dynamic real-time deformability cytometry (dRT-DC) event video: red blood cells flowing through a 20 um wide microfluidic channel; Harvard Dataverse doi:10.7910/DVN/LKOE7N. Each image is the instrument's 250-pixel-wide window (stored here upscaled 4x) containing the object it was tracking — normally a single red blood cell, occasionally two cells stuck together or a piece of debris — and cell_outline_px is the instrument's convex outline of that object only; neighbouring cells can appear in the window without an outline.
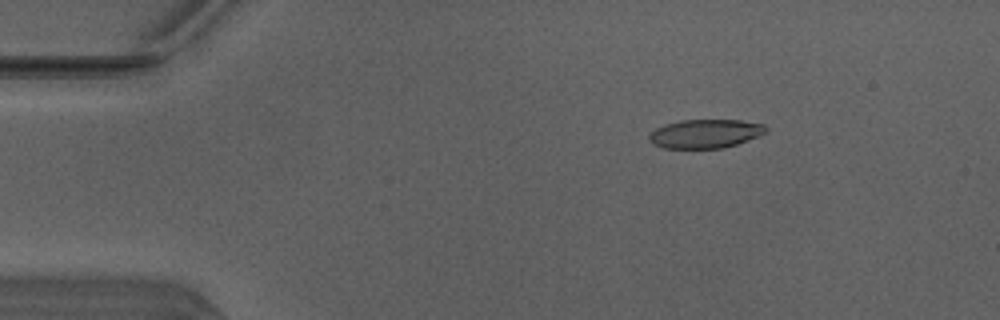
{"species": "Egyptian fruit bat (a non-hibernating species)", "species_latin": "Rousettus aegyptiacus", "temperature_condition": "warm", "stored_images_in_passage": 44, "camera_frame_rate_fps": 3000, "um_per_image_px": 0.085, "animal": {"sex": "male"}, "frame": {"image": 1, "passage_image": 2, "time_ms": 0.333, "image_size_px": [1000, 320], "cell_outline_px": [[768, 128], [760, 136], [736, 144], [720, 148], [664, 148], [652, 144], [648, 140], [648, 132], [664, 124], [680, 120], [740, 120], [764, 124]], "centroid_in_image_um": [59.9, 11.36], "position_along_channel_um": 25.1, "area_um2": 19.71}}
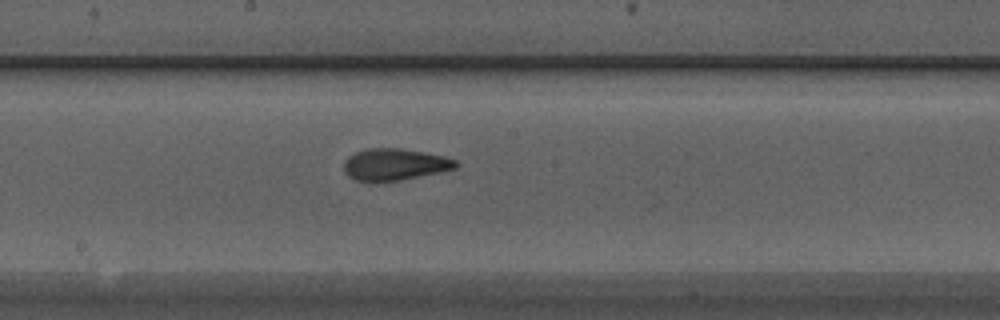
{"frame": {"image": 2, "passage_image": 21, "time_ms": 6.667, "image_size_px": [1000, 320], "cell_outline_px": [[460, 164], [456, 168], [440, 172], [400, 180], [356, 180], [348, 176], [344, 172], [344, 160], [348, 156], [364, 148], [400, 148], [424, 152], [444, 156], [456, 160]], "centroid_in_image_um": [33.56, 13.95], "position_along_channel_um": 214.6, "area_um2": 20.58}}
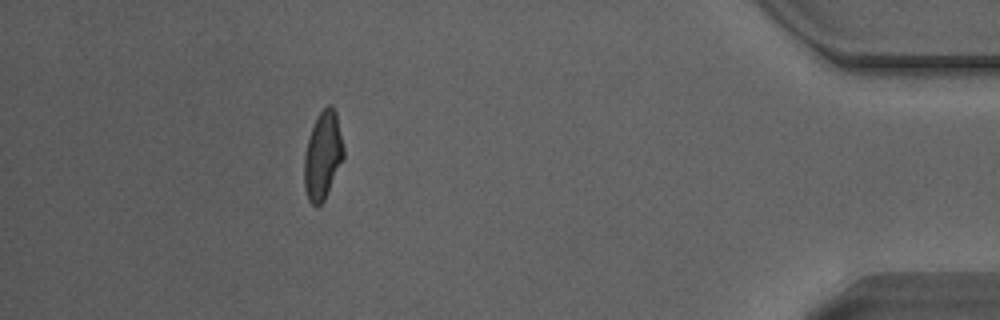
{"frame": {"image": 3, "passage_image": 39, "time_ms": 12.667, "image_size_px": [1000, 320], "cell_outline_px": [[344, 160], [324, 200], [316, 208], [308, 200], [304, 184], [304, 156], [308, 140], [312, 128], [320, 112], [328, 104], [332, 104], [336, 112], [344, 148]], "centroid_in_image_um": [27.45, 13.24], "position_along_channel_um": 407.7, "area_um2": 20.17}, "authors_computed_cell_mechanics": {"area_um2": 20.23, "velocity_mm_per_s": 4.135, "shape_relaxation_time_tau1_ms": 3.5245, "shape_relaxation_time_tau2_ms": 1.0042, "deformation_change_tau1": 0.1921, "deformation_change_tau2": 0.0891}}